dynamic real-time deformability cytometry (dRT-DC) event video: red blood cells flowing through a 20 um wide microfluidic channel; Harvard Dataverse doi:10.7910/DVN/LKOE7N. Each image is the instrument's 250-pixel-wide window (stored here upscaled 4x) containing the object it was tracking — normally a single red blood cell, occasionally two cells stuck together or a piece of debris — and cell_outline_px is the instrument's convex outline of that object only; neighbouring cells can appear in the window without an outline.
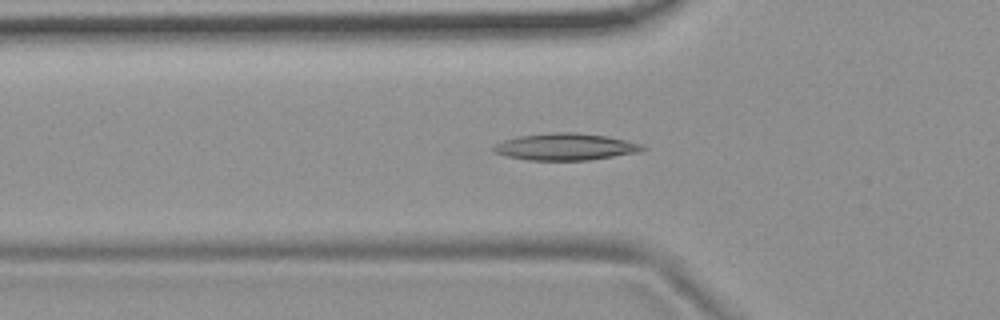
{"species": "common noctule bat (a hibernating species)", "species_latin": "Nyctalus noctula", "temperature_condition": "room temperature", "stored_images_in_passage": 54, "camera_frame_rate_fps": 3000, "um_per_image_px": 0.085, "animal": {"sex": "female", "body_mass_g": 19.9}, "frame": {"image": 1, "passage_image": 18, "time_ms": 5.667, "image_size_px": [1000, 320], "cell_outline_px": [[648, 148], [640, 152], [588, 160], [528, 160], [508, 156], [492, 152], [492, 148], [496, 144], [504, 140], [520, 136], [552, 132], [576, 132], [604, 136], [644, 144]], "centroid_in_image_um": [48.08, 12.48], "position_along_channel_um": 77.7, "area_um2": 23.24}}
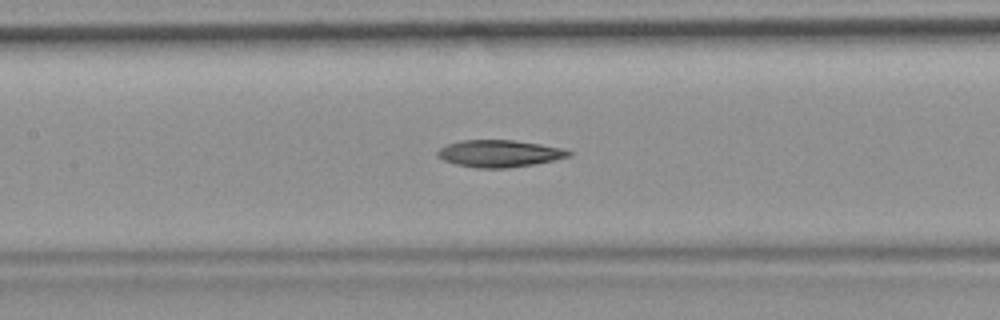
{"frame": {"image": 2, "passage_image": 25, "time_ms": 8.0, "image_size_px": [1000, 320], "cell_outline_px": [[572, 152], [568, 156], [536, 164], [508, 168], [476, 168], [456, 164], [444, 160], [436, 156], [436, 152], [440, 148], [448, 144], [460, 140], [512, 140], [540, 144], [564, 148]], "centroid_in_image_um": [42.42, 13.05], "position_along_channel_um": 165.0, "area_um2": 20.63}}
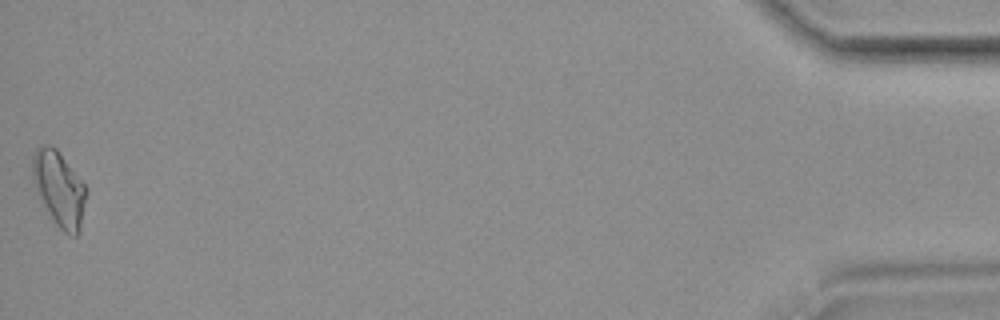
{"frame": {"image": 3, "passage_image": 54, "time_ms": 17.667, "image_size_px": [1000, 320], "cell_outline_px": [[88, 192], [80, 232], [76, 236], [68, 236], [56, 224], [48, 212], [32, 180], [32, 156], [36, 148], [44, 144], [48, 144], [56, 148], [88, 188]], "centroid_in_image_um": [5.06, 16.05], "position_along_channel_um": 430.1, "area_um2": 23.58}}